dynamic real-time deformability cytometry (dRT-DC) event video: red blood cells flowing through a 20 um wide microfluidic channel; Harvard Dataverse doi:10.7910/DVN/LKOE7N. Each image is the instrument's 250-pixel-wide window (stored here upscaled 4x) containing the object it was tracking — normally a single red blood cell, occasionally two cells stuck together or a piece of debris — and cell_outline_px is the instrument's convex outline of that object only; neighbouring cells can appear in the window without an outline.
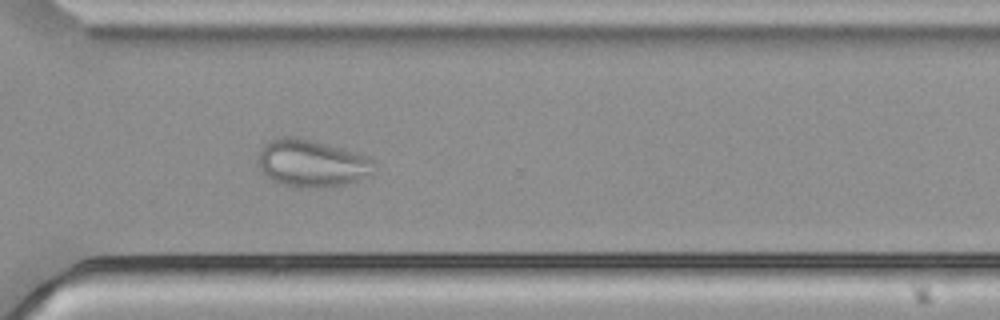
{"species": "common noctule bat (a hibernating species)", "species_latin": "Nyctalus noctula", "temperature_condition": "cold", "stored_images_in_passage": 55, "camera_frame_rate_fps": 3000, "um_per_image_px": 0.085, "animal": {"sex": "male", "body_mass_g": 21.5, "forearm_length_mm": 52.0}, "frame": {"image": 1, "passage_image": 40, "time_ms": 13.0, "image_size_px": [1000, 320], "cell_outline_px": [[376, 164], [372, 176], [344, 184], [316, 188], [300, 188], [284, 184], [272, 180], [260, 168], [256, 160], [256, 156], [260, 148], [272, 136], [296, 136], [312, 140], [368, 156]], "centroid_in_image_um": [26.47, 13.86], "position_along_channel_um": 344.1, "area_um2": 32.43}}